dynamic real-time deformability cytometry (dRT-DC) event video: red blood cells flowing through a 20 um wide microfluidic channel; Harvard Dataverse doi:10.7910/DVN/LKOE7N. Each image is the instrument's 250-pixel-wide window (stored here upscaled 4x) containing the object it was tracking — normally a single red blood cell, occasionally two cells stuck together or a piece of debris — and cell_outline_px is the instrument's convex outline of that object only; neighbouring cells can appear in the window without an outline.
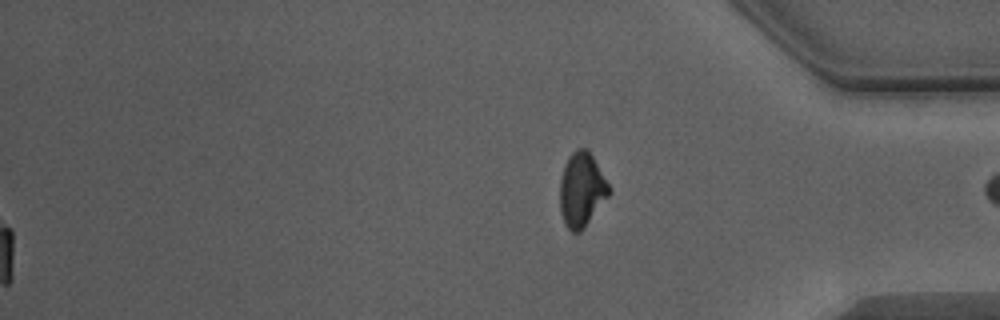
{"species": "Egyptian fruit bat (a non-hibernating species)", "species_latin": "Rousettus aegyptiacus", "temperature_condition": "warm", "stored_images_in_passage": 55, "segment_of_instrument_passage": [2, 2], "camera_frame_rate_fps": 3000, "um_per_image_px": 0.085, "animal": {"sex": "male"}, "frame": {"image": 1, "passage_image": 55, "time_ms": 18.0, "image_size_px": [1000, 320], "cell_outline_px": [[612, 192], [584, 228], [580, 232], [572, 232], [568, 228], [560, 212], [560, 180], [564, 164], [568, 156], [576, 148], [588, 148], [612, 188]], "centroid_in_image_um": [49.46, 16.09], "position_along_channel_um": 385.7, "area_um2": 21.56}}